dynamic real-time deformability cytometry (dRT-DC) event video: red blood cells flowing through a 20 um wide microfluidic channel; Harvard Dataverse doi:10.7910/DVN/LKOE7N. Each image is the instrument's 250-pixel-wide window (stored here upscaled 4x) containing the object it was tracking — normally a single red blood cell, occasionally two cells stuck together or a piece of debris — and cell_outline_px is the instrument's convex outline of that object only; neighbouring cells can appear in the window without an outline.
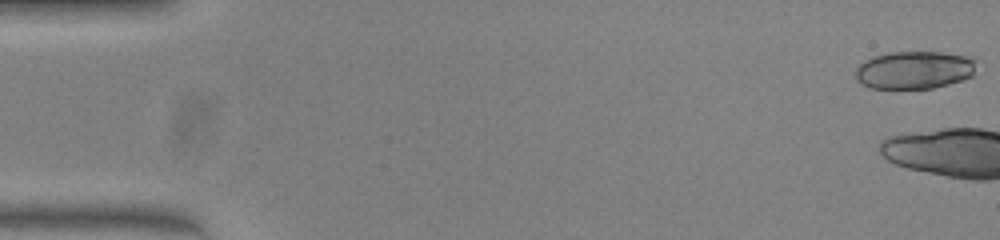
{"species": "common noctule bat (a hibernating species)", "species_latin": "Nyctalus noctula", "temperature_condition": "warm", "stored_images_in_passage": 4, "camera_frame_rate_fps": 3000, "um_per_image_px": 0.085, "animal": {"sex": "female", "body_mass_g": 23.0, "forearm_length_mm": 53.4}, "frame": {"image": 1, "passage_image": 1, "time_ms": 0.0, "image_size_px": [1000, 240], "cell_outline_px": [[976, 60], [972, 76], [964, 80], [932, 88], [872, 88], [860, 84], [856, 80], [856, 68], [864, 60], [872, 56], [888, 52], [940, 52], [968, 56]], "centroid_in_image_um": [77.7, 5.94], "position_along_channel_um": 7.3, "area_um2": 26.76}}